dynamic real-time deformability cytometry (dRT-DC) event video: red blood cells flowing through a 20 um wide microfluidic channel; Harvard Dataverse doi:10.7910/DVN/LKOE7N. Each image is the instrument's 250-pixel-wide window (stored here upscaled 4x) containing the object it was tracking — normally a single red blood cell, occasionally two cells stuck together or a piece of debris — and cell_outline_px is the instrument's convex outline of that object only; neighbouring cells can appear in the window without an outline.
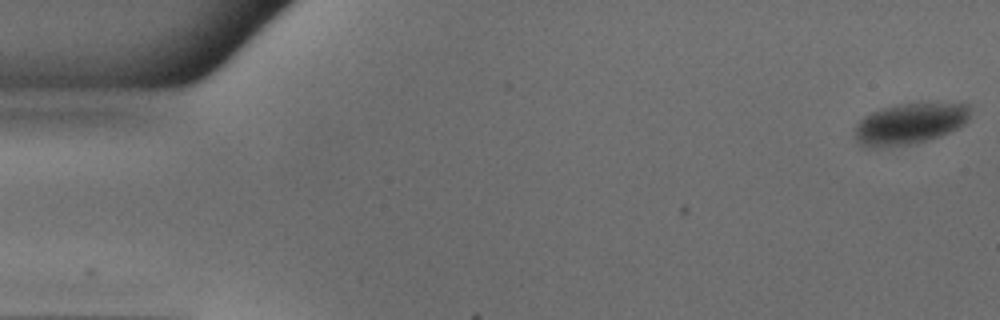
{"species": "common noctule bat (a hibernating species)", "species_latin": "Nyctalus noctula", "temperature_condition": "warm", "stored_images_in_passage": 51, "camera_frame_rate_fps": 3000, "um_per_image_px": 0.085, "animal": {"sex": "male", "body_mass_g": 18.8}, "frame": {"image": 1, "passage_image": 1, "time_ms": 0.0, "image_size_px": [1000, 320], "cell_outline_px": [[968, 120], [964, 124], [940, 136], [928, 140], [908, 144], [884, 148], [880, 148], [860, 144], [856, 140], [856, 128], [860, 120], [864, 116], [872, 112], [884, 108], [900, 104], [968, 104]], "centroid_in_image_um": [77.3, 10.53], "position_along_channel_um": 7.7, "area_um2": 26.88}}
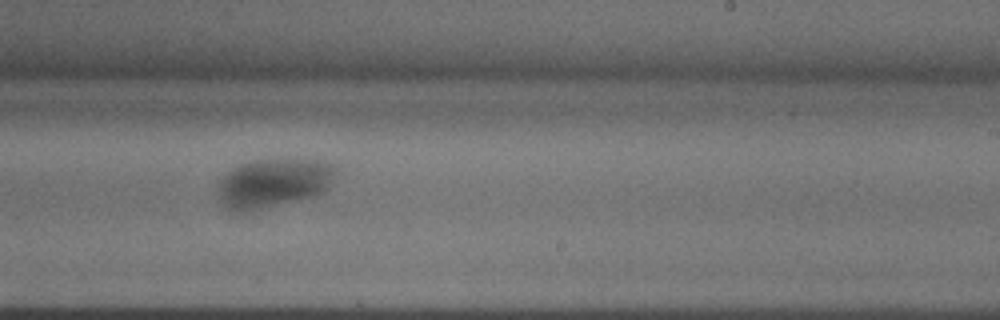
{"frame": {"image": 2, "passage_image": 31, "time_ms": 10.0, "image_size_px": [1000, 320], "cell_outline_px": [[336, 172], [328, 188], [312, 196], [244, 212], [228, 212], [224, 208], [220, 200], [220, 180], [228, 172], [240, 164], [256, 160], [316, 160], [332, 164], [336, 168]], "centroid_in_image_um": [23.22, 15.56], "position_along_channel_um": 265.8, "area_um2": 32.95}}
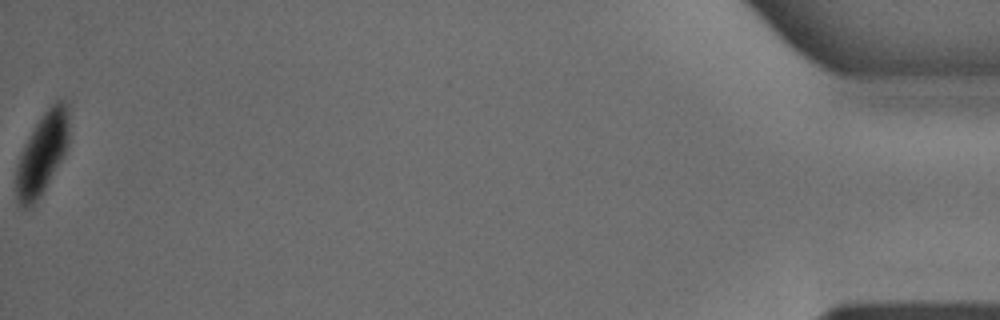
{"frame": {"image": 3, "passage_image": 51, "time_ms": 16.667, "image_size_px": [1000, 320], "cell_outline_px": [[68, 140], [64, 156], [40, 196], [28, 208], [20, 208], [16, 196], [16, 168], [24, 144], [36, 124], [44, 112], [56, 100], [68, 100]], "centroid_in_image_um": [3.59, 13.05], "position_along_channel_um": 431.6, "area_um2": 24.85}}